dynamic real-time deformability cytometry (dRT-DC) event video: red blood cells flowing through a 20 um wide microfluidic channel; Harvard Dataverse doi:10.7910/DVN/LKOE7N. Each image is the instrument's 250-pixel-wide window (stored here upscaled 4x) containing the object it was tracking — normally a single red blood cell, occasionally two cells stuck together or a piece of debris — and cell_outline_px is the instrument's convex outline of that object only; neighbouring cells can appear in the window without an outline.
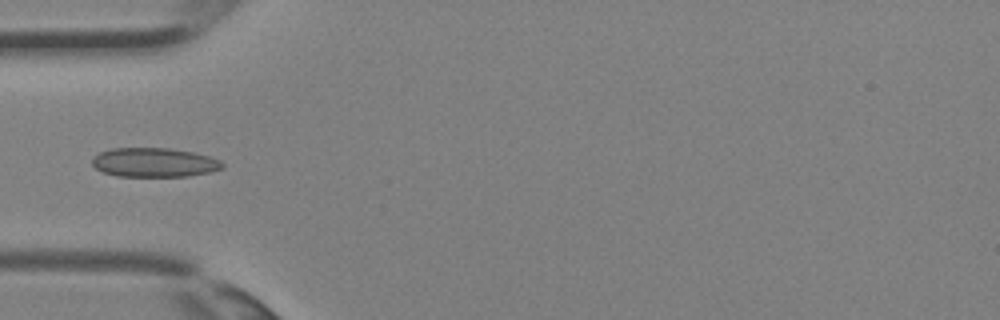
{"species": "Egyptian fruit bat (a non-hibernating species)", "species_latin": "Rousettus aegyptiacus", "temperature_condition": "room temperature", "stored_images_in_passage": 25, "camera_frame_rate_fps": 3000, "um_per_image_px": 0.085, "animal": {"sex": "female"}, "frame": {"image": 1, "passage_image": 1, "time_ms": 0.0, "image_size_px": [1000, 320], "cell_outline_px": [[224, 168], [208, 172], [188, 176], [116, 176], [104, 172], [96, 168], [92, 164], [92, 156], [100, 152], [112, 148], [168, 148], [192, 152], [208, 156], [220, 160], [224, 164]], "centroid_in_image_um": [13.09, 13.8], "position_along_channel_um": 71.9, "area_um2": 22.08}}
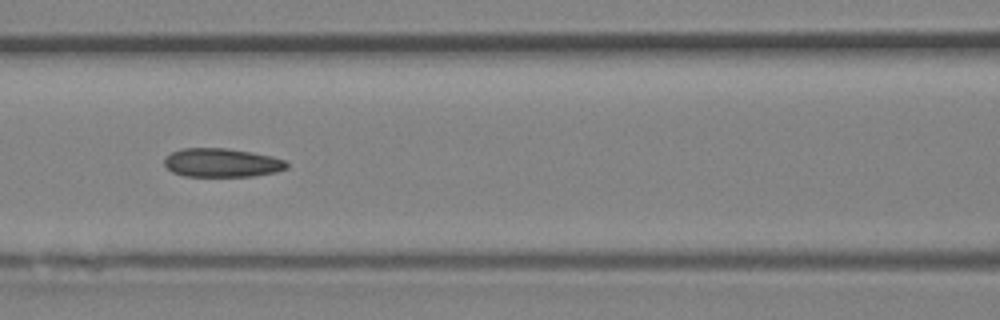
{"frame": {"image": 2, "passage_image": 5, "time_ms": 1.333, "image_size_px": [1000, 320], "cell_outline_px": [[288, 168], [276, 172], [252, 176], [184, 176], [172, 172], [164, 164], [164, 160], [172, 152], [184, 148], [224, 148], [252, 152], [272, 156], [284, 160], [288, 164]], "centroid_in_image_um": [18.87, 13.83], "position_along_channel_um": 147.7, "area_um2": 20.4}}
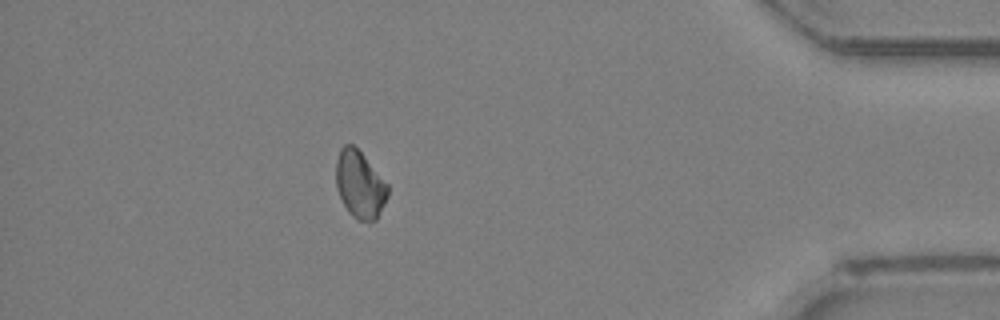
{"frame": {"image": 3, "passage_image": 21, "time_ms": 6.667, "image_size_px": [1000, 320], "cell_outline_px": [[388, 196], [376, 220], [356, 220], [348, 212], [336, 188], [336, 160], [340, 148], [344, 144], [352, 144], [364, 156], [388, 184]], "centroid_in_image_um": [30.57, 15.68], "position_along_channel_um": 404.6, "area_um2": 20.17}}